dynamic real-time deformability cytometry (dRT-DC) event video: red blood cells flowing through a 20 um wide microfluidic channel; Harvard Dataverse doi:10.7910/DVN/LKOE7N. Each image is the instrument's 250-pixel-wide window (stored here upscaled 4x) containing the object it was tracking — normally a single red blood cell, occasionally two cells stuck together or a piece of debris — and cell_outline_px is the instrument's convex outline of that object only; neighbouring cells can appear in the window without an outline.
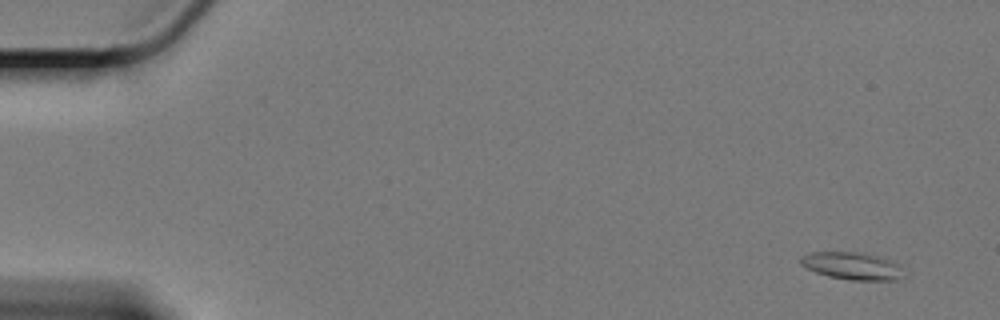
{"species": "Egyptian fruit bat (a non-hibernating species)", "species_latin": "Rousettus aegyptiacus", "temperature_condition": "cold", "stored_images_in_passage": 58, "camera_frame_rate_fps": 3000, "um_per_image_px": 0.085, "animal": {"sex": "female"}, "frame": {"image": 1, "passage_image": 1, "time_ms": 0.0, "image_size_px": [1000, 320], "cell_outline_px": [[900, 264], [896, 280], [852, 280], [828, 276], [816, 272], [800, 264], [800, 260], [804, 256], [812, 252], [856, 252], [876, 256], [892, 260]], "centroid_in_image_um": [72.38, 22.59], "position_along_channel_um": 12.6, "area_um2": 15.9}}
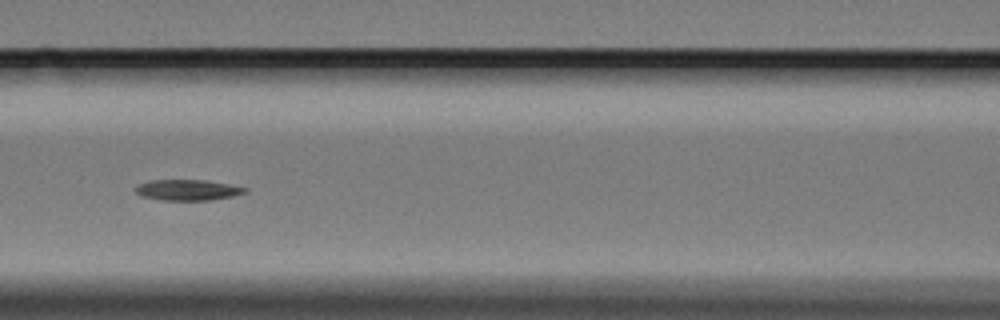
{"frame": {"image": 2, "passage_image": 25, "time_ms": 8.0, "image_size_px": [1000, 320], "cell_outline_px": [[248, 188], [244, 192], [232, 196], [208, 200], [164, 200], [140, 196], [136, 192], [136, 188], [140, 184], [152, 180], [208, 180], [232, 184]], "centroid_in_image_um": [15.97, 16.14], "position_along_channel_um": 150.6, "area_um2": 13.12}}
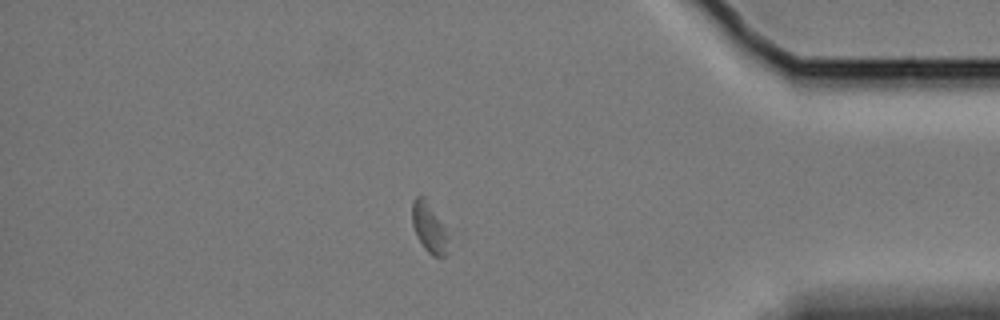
{"frame": {"image": 3, "passage_image": 50, "time_ms": 16.333, "image_size_px": [1000, 320], "cell_outline_px": [[464, 236], [444, 256], [432, 256], [424, 248], [412, 224], [412, 200], [416, 196], [424, 196], [464, 228]], "centroid_in_image_um": [36.96, 19.32], "position_along_channel_um": 398.2, "area_um2": 14.45}, "authors_computed_cell_mechanics": {"area_um2": 13.6986, "velocity_mm_per_s": 3.3223, "shape_relaxation_time_tau1_ms": 8.8562, "shape_relaxation_time_tau2_ms": null, "deformation_change_tau1": 0.1647, "deformation_change_tau2": null}}